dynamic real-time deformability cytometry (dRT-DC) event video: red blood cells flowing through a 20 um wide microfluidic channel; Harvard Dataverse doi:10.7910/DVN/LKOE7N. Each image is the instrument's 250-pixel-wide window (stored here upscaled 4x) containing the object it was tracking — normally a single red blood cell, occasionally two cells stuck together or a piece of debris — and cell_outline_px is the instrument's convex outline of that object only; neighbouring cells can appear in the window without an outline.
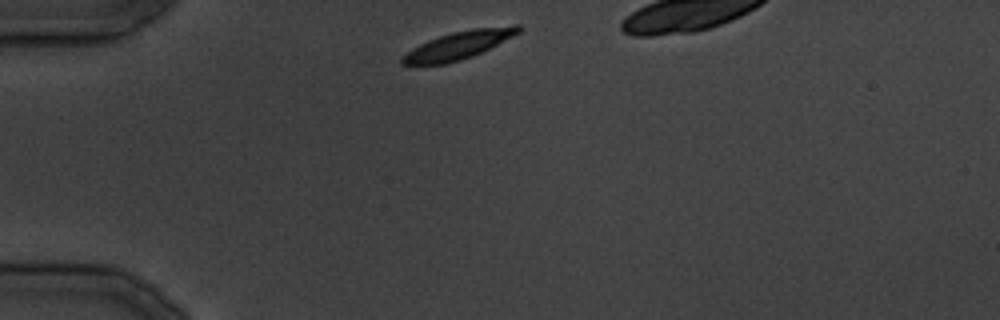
{"species": "common noctule bat (a hibernating species)", "species_latin": "Nyctalus noctula", "temperature_condition": "cold", "stored_images_in_passage": 23, "camera_frame_rate_fps": 3000, "um_per_image_px": 0.085, "animal": {"sex": "male", "body_mass_g": 19.5, "forearm_length_mm": 54.6}, "frame": {"image": 1, "passage_image": 1, "time_ms": 0.0, "image_size_px": [1000, 320], "cell_outline_px": [[520, 32], [472, 56], [460, 60], [444, 64], [400, 64], [400, 60], [412, 48], [428, 40], [452, 32], [472, 28], [516, 24], [520, 24]], "centroid_in_image_um": [38.99, 3.82], "position_along_channel_um": 46.0, "area_um2": 18.5}}
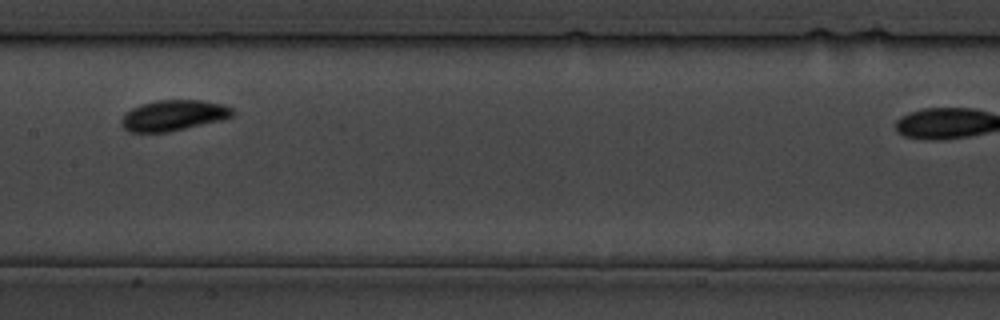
{"frame": {"image": 2, "passage_image": 10, "time_ms": 11.333, "image_size_px": [1000, 320], "cell_outline_px": [[236, 112], [232, 116], [220, 120], [168, 132], [128, 132], [120, 124], [120, 120], [124, 112], [140, 104], [156, 100], [200, 100], [224, 104], [232, 108]], "centroid_in_image_um": [14.7, 9.8], "position_along_channel_um": 192.7, "area_um2": 20.0}}
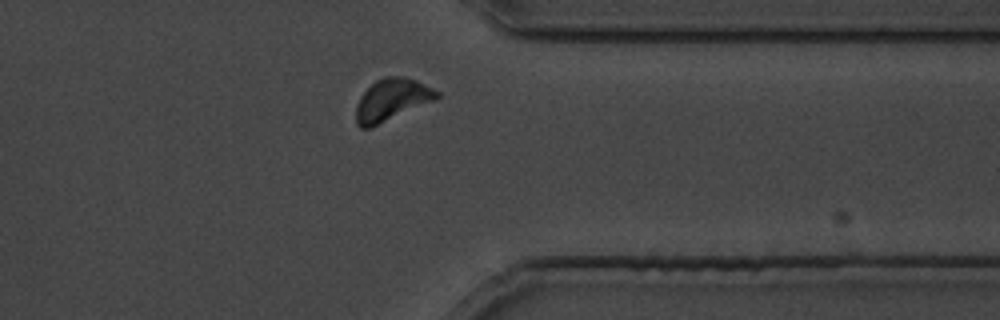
{"frame": {"image": 3, "passage_image": 20, "time_ms": 23.667, "image_size_px": [1000, 320], "cell_outline_px": [[440, 96], [436, 100], [372, 128], [360, 128], [356, 124], [356, 104], [360, 96], [376, 80], [384, 76], [404, 76], [416, 80], [440, 92]], "centroid_in_image_um": [33.3, 8.5], "position_along_channel_um": 378.1, "area_um2": 20.06}}